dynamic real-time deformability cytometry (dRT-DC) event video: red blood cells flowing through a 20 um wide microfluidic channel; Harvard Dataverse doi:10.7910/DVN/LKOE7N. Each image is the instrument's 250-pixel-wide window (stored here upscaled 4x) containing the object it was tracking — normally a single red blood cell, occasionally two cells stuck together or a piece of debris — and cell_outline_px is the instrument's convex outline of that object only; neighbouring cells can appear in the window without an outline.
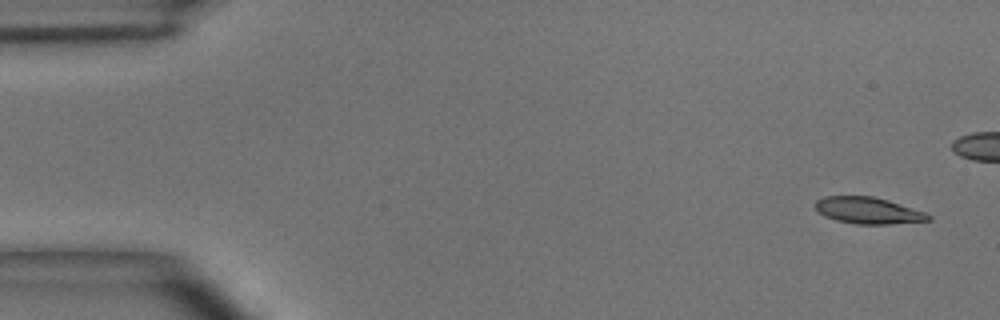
{"species": "common noctule bat (a hibernating species)", "species_latin": "Nyctalus noctula", "temperature_condition": "room temperature", "stored_images_in_passage": 6, "camera_frame_rate_fps": 3000, "um_per_image_px": 0.085, "animal": {"sex": "male", "body_mass_g": 15.6}, "frame": {"image": 1, "passage_image": 1, "time_ms": 0.0, "image_size_px": [1000, 320], "cell_outline_px": [[932, 220], [888, 224], [856, 224], [836, 220], [824, 216], [816, 208], [816, 200], [824, 196], [872, 196], [888, 200], [924, 212], [932, 216]], "centroid_in_image_um": [73.79, 17.89], "position_along_channel_um": 11.2, "area_um2": 17.34}}